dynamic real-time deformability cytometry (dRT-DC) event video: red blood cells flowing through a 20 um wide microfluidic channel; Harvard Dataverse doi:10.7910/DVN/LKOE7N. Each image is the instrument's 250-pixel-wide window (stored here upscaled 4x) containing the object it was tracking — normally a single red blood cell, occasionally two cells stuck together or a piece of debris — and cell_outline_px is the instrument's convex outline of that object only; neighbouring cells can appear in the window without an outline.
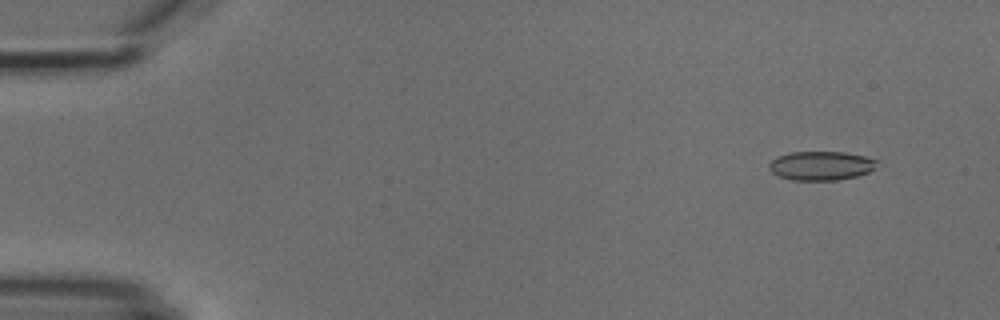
{"species": "common noctule bat (a hibernating species)", "species_latin": "Nyctalus noctula", "temperature_condition": "cold", "stored_images_in_passage": 6, "camera_frame_rate_fps": 3000, "um_per_image_px": 0.085, "animal": {"sex": "male", "body_mass_g": 18.8}, "frame": {"image": 1, "passage_image": 2, "time_ms": 1.333, "image_size_px": [1000, 320], "cell_outline_px": [[876, 168], [868, 172], [856, 176], [836, 180], [792, 180], [780, 176], [772, 172], [768, 168], [768, 164], [776, 156], [788, 152], [844, 152], [864, 156], [876, 160]], "centroid_in_image_um": [69.75, 14.08], "position_along_channel_um": 15.2, "area_um2": 18.21}}
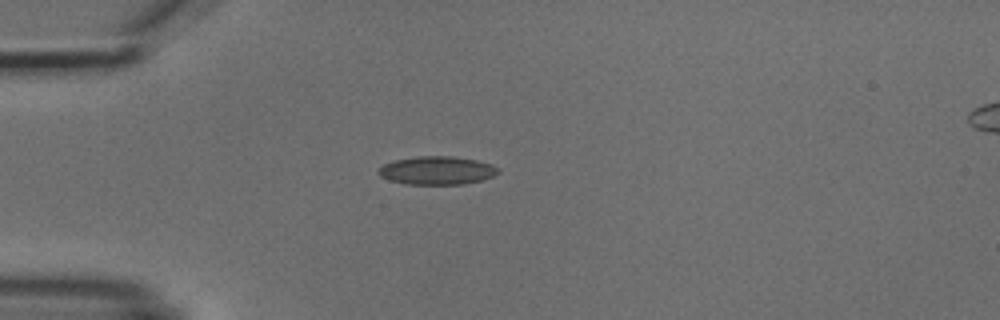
{"frame": {"image": 2, "passage_image": 5, "time_ms": 4.667, "image_size_px": [1000, 320], "cell_outline_px": [[500, 172], [492, 176], [480, 180], [464, 184], [404, 184], [388, 180], [380, 176], [376, 172], [384, 164], [396, 160], [416, 156], [452, 156], [476, 160], [492, 164], [500, 168]], "centroid_in_image_um": [37.14, 14.49], "position_along_channel_um": 47.9, "area_um2": 19.77}}